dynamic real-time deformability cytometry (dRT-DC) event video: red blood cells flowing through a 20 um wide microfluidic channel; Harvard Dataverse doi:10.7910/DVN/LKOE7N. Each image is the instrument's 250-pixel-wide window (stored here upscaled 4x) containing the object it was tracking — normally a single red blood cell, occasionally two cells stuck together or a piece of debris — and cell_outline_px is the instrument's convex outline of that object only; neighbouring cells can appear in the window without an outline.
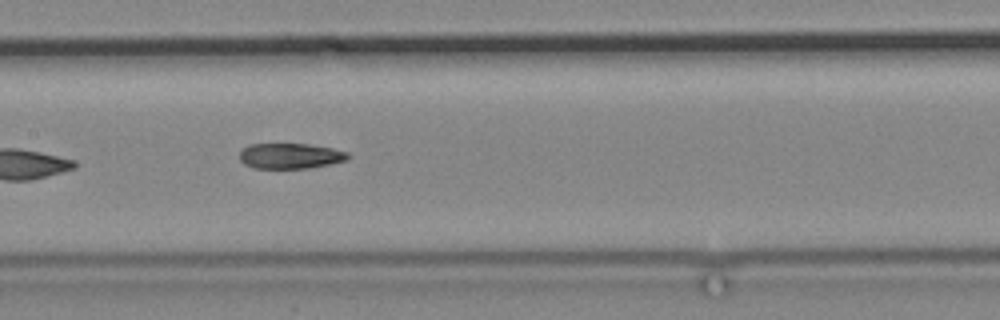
{"species": "common noctule bat (a hibernating species)", "species_latin": "Nyctalus noctula", "temperature_condition": "cold", "stored_images_in_passage": 22, "camera_frame_rate_fps": 3000, "um_per_image_px": 0.085, "animal": {"sex": "male", "body_mass_g": 19.2, "forearm_length_mm": 51.8}, "frame": {"image": 1, "passage_image": 13, "time_ms": 14.667, "image_size_px": [1000, 320], "cell_outline_px": [[348, 160], [308, 168], [252, 168], [244, 164], [240, 160], [240, 152], [248, 144], [308, 144], [332, 148], [348, 152]], "centroid_in_image_um": [24.65, 13.25], "position_along_channel_um": 182.7, "area_um2": 16.01}}